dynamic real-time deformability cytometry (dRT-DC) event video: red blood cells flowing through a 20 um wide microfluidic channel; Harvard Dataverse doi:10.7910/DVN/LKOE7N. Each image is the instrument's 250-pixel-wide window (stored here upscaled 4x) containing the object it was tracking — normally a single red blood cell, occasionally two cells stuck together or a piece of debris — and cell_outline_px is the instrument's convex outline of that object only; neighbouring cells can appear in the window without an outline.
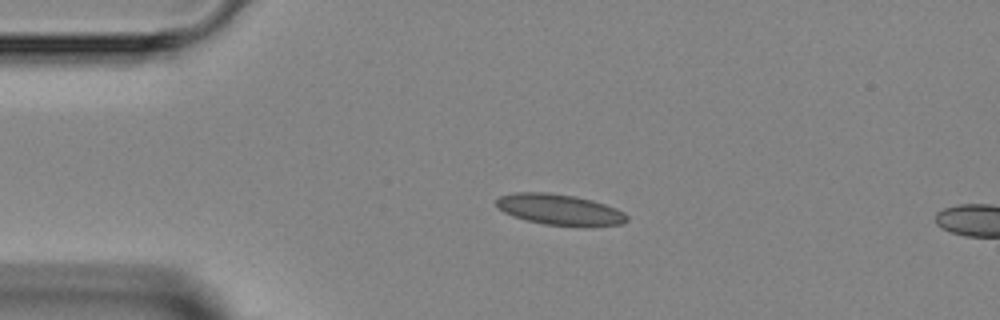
{"species": "Egyptian fruit bat (a non-hibernating species)", "species_latin": "Rousettus aegyptiacus", "temperature_condition": "room temperature", "stored_images_in_passage": 3, "camera_frame_rate_fps": 3000, "um_per_image_px": 0.085, "animal": {"sex": "female"}, "frame": {"image": 1, "passage_image": 2, "time_ms": 1.333, "image_size_px": [1000, 320], "cell_outline_px": [[628, 220], [624, 224], [544, 224], [512, 216], [504, 212], [496, 204], [496, 200], [500, 196], [516, 192], [548, 192], [576, 196], [592, 200], [616, 208], [624, 212], [628, 216]], "centroid_in_image_um": [47.53, 17.77], "position_along_channel_um": 37.5, "area_um2": 22.77}}